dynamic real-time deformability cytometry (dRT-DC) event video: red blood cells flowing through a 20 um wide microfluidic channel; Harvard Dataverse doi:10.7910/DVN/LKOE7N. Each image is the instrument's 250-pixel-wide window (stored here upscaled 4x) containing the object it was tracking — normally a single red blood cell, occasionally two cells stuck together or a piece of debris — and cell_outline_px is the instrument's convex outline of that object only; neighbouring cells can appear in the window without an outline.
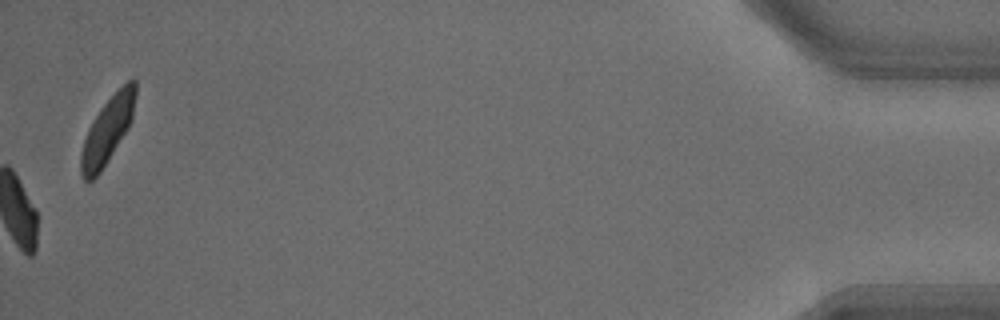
{"species": "common noctule bat (a hibernating species)", "species_latin": "Nyctalus noctula", "temperature_condition": "warm", "stored_images_in_passage": 36, "camera_frame_rate_fps": 3000, "um_per_image_px": 0.085, "animal": {"sex": "male", "body_mass_g": 18.8}, "frame": {"image": 1, "passage_image": 36, "time_ms": 11.667, "image_size_px": [1000, 320], "cell_outline_px": [[136, 96], [132, 116], [128, 128], [100, 172], [92, 180], [84, 180], [80, 172], [80, 152], [88, 128], [92, 120], [100, 108], [132, 76], [136, 80]], "centroid_in_image_um": [9.12, 11.06], "position_along_channel_um": 426.1, "area_um2": 20.81}, "authors_computed_cell_mechanics": {"area_um2": 19.5653, "velocity_mm_per_s": 4.1372, "shape_relaxation_time_tau1_ms": 1.9576, "shape_relaxation_time_tau2_ms": null, "deformation_change_tau1": 0.1387, "deformation_change_tau2": null}}